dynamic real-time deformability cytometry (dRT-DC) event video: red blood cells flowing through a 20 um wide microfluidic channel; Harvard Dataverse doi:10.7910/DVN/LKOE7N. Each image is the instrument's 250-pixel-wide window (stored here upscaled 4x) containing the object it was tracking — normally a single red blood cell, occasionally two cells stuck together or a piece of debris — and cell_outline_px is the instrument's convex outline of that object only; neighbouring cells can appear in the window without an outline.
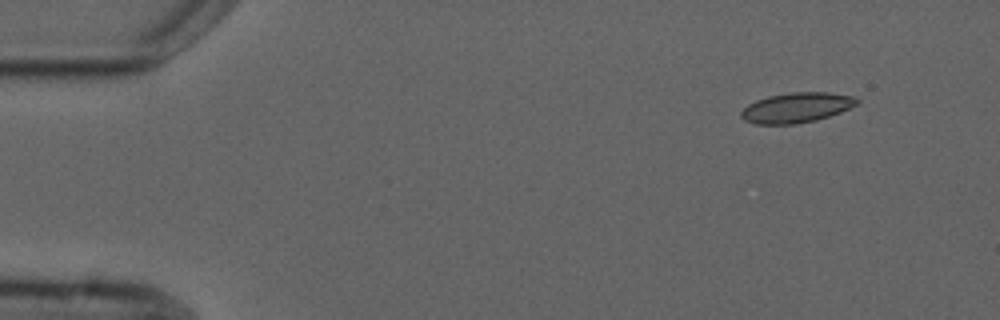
{"species": "common noctule bat (a hibernating species)", "species_latin": "Nyctalus noctula", "temperature_condition": "cold", "stored_images_in_passage": 4, "camera_frame_rate_fps": 3000, "um_per_image_px": 0.085, "animal": {"sex": "male", "forearm_length_mm": 52.5}, "frame": {"image": 1, "passage_image": 1, "time_ms": 0.0, "image_size_px": [1000, 320], "cell_outline_px": [[860, 100], [856, 104], [840, 112], [816, 120], [796, 124], [756, 124], [744, 120], [740, 116], [740, 112], [748, 104], [756, 100], [768, 96], [792, 92], [828, 92], [856, 96]], "centroid_in_image_um": [67.7, 9.14], "position_along_channel_um": 17.3, "area_um2": 20.29}}